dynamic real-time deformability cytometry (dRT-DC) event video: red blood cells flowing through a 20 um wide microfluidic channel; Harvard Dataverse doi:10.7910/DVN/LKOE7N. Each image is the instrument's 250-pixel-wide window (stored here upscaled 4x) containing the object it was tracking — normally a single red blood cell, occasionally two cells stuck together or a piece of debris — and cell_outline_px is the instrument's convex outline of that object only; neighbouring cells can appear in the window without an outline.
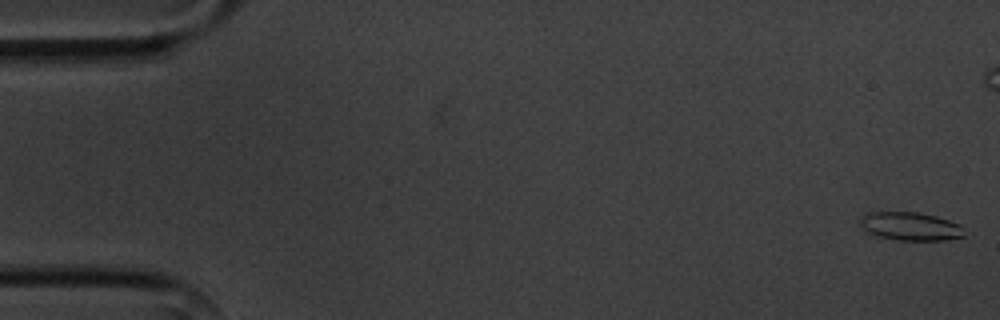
{"species": "common noctule bat (a hibernating species)", "species_latin": "Nyctalus noctula", "temperature_condition": "cold", "stored_images_in_passage": 7, "camera_frame_rate_fps": 3000, "um_per_image_px": 0.085, "animal": {"sex": "male", "body_mass_g": 20.1, "forearm_length_mm": 53.5}, "frame": {"image": 1, "passage_image": 1, "time_ms": 0.0, "image_size_px": [1000, 320], "cell_outline_px": [[964, 236], [944, 240], [900, 240], [876, 236], [868, 232], [860, 224], [860, 220], [864, 216], [872, 212], [920, 212], [936, 216], [960, 224]], "centroid_in_image_um": [77.39, 19.23], "position_along_channel_um": 7.6, "area_um2": 16.94}}
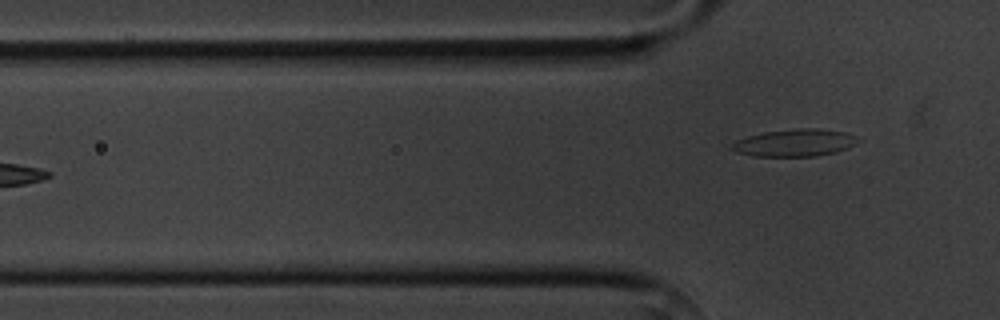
{"frame": {"image": 2, "passage_image": 7, "time_ms": 7.0, "image_size_px": [1000, 320], "cell_outline_px": [[864, 140], [848, 148], [836, 152], [816, 156], [752, 156], [736, 152], [728, 148], [736, 140], [748, 136], [764, 132], [796, 128], [816, 128], [844, 132], [856, 136]], "centroid_in_image_um": [67.58, 12.14], "position_along_channel_um": 58.2, "area_um2": 20.29}}